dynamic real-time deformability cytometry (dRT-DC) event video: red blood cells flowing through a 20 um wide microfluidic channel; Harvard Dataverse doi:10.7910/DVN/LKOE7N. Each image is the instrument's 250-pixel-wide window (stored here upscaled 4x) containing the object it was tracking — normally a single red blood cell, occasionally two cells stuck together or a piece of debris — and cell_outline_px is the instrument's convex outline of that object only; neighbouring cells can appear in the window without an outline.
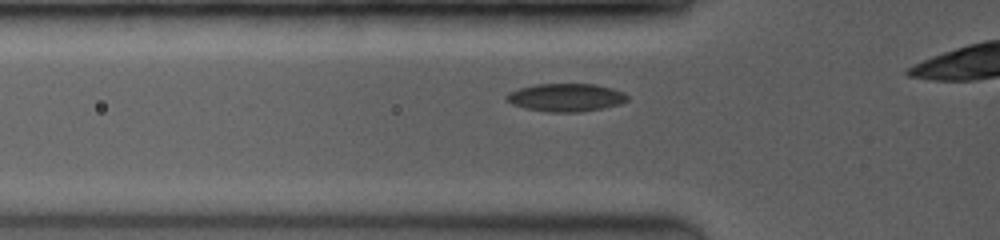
{"species": "common noctule bat (a hibernating species)", "species_latin": "Nyctalus noctula", "temperature_condition": "room temperature", "stored_images_in_passage": 38, "camera_frame_rate_fps": 3500, "um_per_image_px": 0.085, "animal": {"sex": "female", "body_mass_g": 19.0, "forearm_length_mm": 53.3}, "frame": {"image": 1, "passage_image": 2, "time_ms": 0.286, "image_size_px": [1000, 240], "cell_outline_px": [[628, 100], [620, 104], [604, 108], [580, 112], [548, 112], [524, 108], [512, 104], [504, 96], [508, 92], [520, 88], [536, 84], [596, 84], [612, 88], [624, 92], [628, 96]], "centroid_in_image_um": [48.11, 8.29], "position_along_channel_um": 77.7, "area_um2": 19.83}}
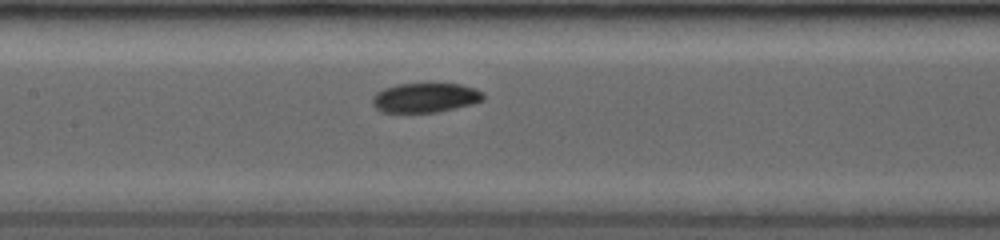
{"frame": {"image": 2, "passage_image": 12, "time_ms": 2.571, "image_size_px": [1000, 240], "cell_outline_px": [[484, 100], [472, 104], [436, 112], [380, 112], [372, 104], [372, 96], [376, 92], [384, 88], [396, 84], [460, 84], [484, 92]], "centroid_in_image_um": [36.12, 8.3], "position_along_channel_um": 171.3, "area_um2": 19.02}}
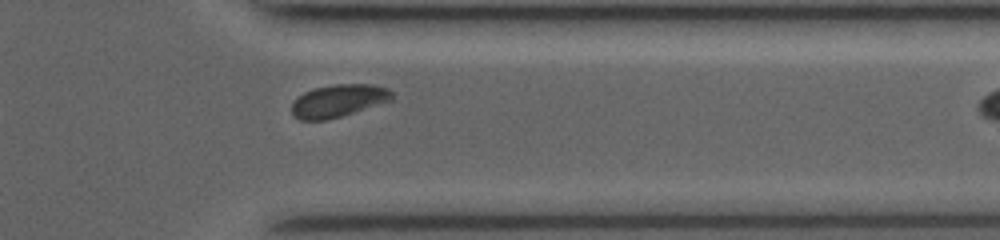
{"frame": {"image": 3, "passage_image": 36, "time_ms": 7.714, "image_size_px": [1000, 240], "cell_outline_px": [[392, 100], [340, 116], [324, 120], [300, 120], [292, 116], [292, 104], [304, 92], [316, 88], [332, 84], [372, 84], [388, 88], [392, 92]], "centroid_in_image_um": [28.76, 8.56], "position_along_channel_um": 382.6, "area_um2": 18.79}}